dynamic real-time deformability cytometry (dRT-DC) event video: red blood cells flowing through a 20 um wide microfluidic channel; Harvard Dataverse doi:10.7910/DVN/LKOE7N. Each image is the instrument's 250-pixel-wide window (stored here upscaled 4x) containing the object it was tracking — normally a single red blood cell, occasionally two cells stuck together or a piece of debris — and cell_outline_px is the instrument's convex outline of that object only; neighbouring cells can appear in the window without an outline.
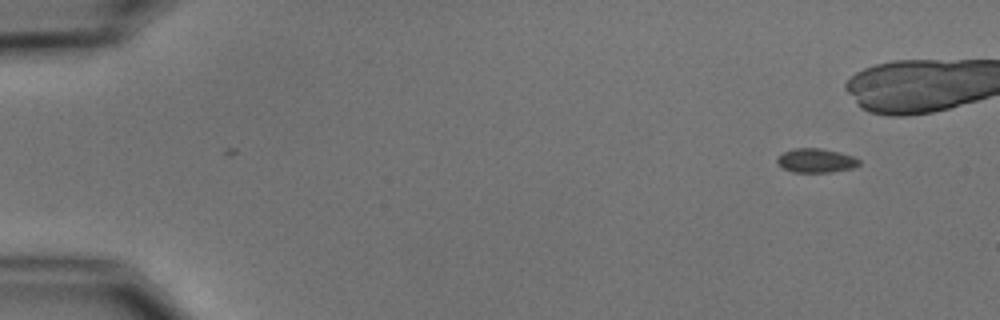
{"species": "common noctule bat (a hibernating species)", "species_latin": "Nyctalus noctula", "temperature_condition": "cold", "stored_images_in_passage": 10, "camera_frame_rate_fps": 3000, "um_per_image_px": 0.085, "animal": {"sex": "male", "body_mass_g": 15.6}, "frame": {"image": 1, "passage_image": 1, "time_ms": 0.0, "image_size_px": [1000, 320], "cell_outline_px": [[860, 164], [852, 168], [832, 172], [792, 172], [784, 168], [776, 160], [776, 156], [784, 152], [796, 148], [820, 148], [840, 152], [852, 156], [860, 160]], "centroid_in_image_um": [69.36, 13.64], "position_along_channel_um": 15.6, "area_um2": 11.44}}